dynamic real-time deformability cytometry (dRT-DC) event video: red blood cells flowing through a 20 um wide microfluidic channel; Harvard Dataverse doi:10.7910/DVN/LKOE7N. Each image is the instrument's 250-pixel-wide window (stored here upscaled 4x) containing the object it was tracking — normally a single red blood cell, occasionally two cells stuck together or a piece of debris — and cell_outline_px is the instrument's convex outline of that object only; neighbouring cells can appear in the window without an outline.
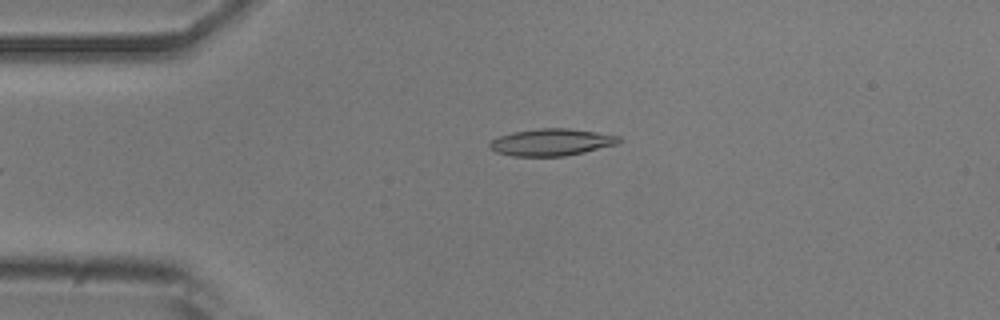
{"species": "common noctule bat (a hibernating species)", "species_latin": "Nyctalus noctula", "temperature_condition": "room temperature", "stored_images_in_passage": 5, "camera_frame_rate_fps": 3000, "um_per_image_px": 0.085, "animal": {"sex": "male", "body_mass_g": 20.5, "forearm_length_mm": 52.5}, "frame": {"image": 1, "passage_image": 5, "time_ms": 1.333, "image_size_px": [1000, 320], "cell_outline_px": [[620, 140], [616, 144], [584, 152], [564, 156], [512, 156], [496, 152], [488, 148], [488, 144], [492, 140], [500, 136], [512, 132], [540, 128], [568, 128], [596, 132], [620, 136]], "centroid_in_image_um": [46.83, 12.09], "position_along_channel_um": 38.2, "area_um2": 20.23}}